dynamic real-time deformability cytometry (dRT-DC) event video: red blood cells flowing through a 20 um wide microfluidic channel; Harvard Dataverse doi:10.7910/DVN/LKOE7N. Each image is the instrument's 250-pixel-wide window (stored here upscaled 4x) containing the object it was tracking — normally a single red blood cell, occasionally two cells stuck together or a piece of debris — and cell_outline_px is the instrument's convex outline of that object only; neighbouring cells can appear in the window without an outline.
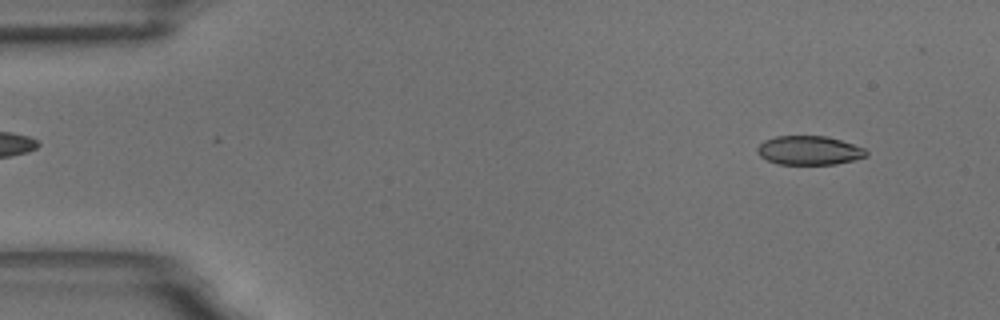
{"species": "common noctule bat (a hibernating species)", "species_latin": "Nyctalus noctula", "temperature_condition": "room temperature", "stored_images_in_passage": 59, "camera_frame_rate_fps": 3000, "um_per_image_px": 0.085, "animal": {"sex": "male", "body_mass_g": 18.8}, "frame": {"image": 1, "passage_image": 6, "time_ms": 1.667, "image_size_px": [1000, 320], "cell_outline_px": [[868, 156], [836, 164], [776, 164], [760, 156], [756, 152], [756, 148], [764, 140], [776, 136], [824, 136], [840, 140], [864, 148], [868, 152]], "centroid_in_image_um": [68.75, 12.78], "position_along_channel_um": 16.2, "area_um2": 18.32}}
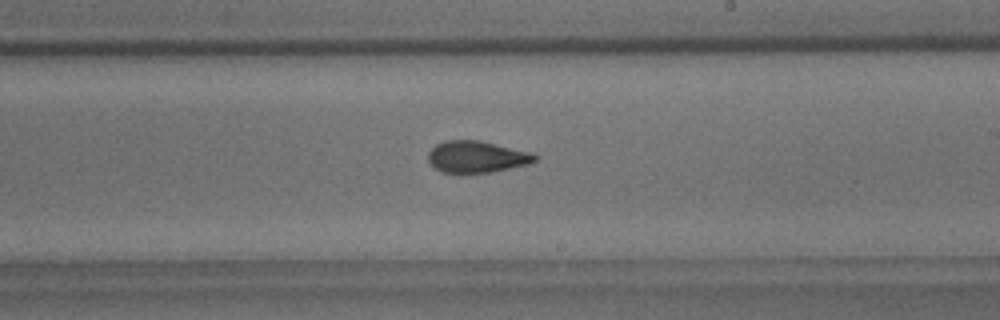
{"frame": {"image": 2, "passage_image": 35, "time_ms": 11.333, "image_size_px": [1000, 320], "cell_outline_px": [[540, 156], [536, 160], [528, 164], [492, 172], [440, 172], [428, 160], [428, 152], [436, 144], [444, 140], [480, 140], [532, 152]], "centroid_in_image_um": [40.55, 13.31], "position_along_channel_um": 248.5, "area_um2": 19.71}}
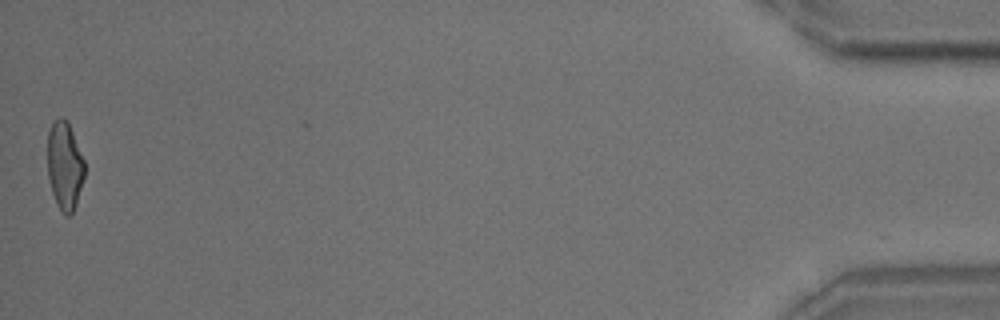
{"frame": {"image": 3, "passage_image": 59, "time_ms": 19.333, "image_size_px": [1000, 320], "cell_outline_px": [[84, 176], [76, 204], [72, 212], [68, 216], [64, 216], [56, 204], [52, 192], [48, 176], [48, 132], [52, 120], [60, 116], [64, 116], [68, 120], [84, 160]], "centroid_in_image_um": [5.48, 14.04], "position_along_channel_um": 429.7, "area_um2": 19.19}, "authors_computed_cell_mechanics": {"area_um2": 19.7676, "velocity_mm_per_s": 3.4523, "shape_relaxation_time_tau1_ms": 5.4369, "shape_relaxation_time_tau2_ms": 2.055, "deformation_change_tau1": 0.167, "deformation_change_tau2": 0.0831}}